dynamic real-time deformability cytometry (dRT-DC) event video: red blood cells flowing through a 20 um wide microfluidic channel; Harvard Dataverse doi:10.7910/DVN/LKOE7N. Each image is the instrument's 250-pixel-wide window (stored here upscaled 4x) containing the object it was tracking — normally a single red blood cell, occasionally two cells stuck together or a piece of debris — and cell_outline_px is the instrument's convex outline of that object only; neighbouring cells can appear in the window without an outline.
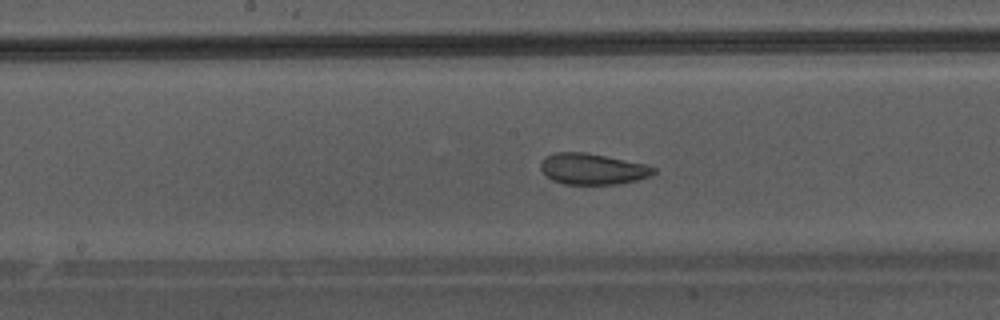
{"species": "Egyptian fruit bat (a non-hibernating species)", "species_latin": "Rousettus aegyptiacus", "temperature_condition": "warm", "stored_images_in_passage": 38, "camera_frame_rate_fps": 3000, "um_per_image_px": 0.085, "animal": {"sex": "male"}, "frame": {"image": 1, "passage_image": 17, "time_ms": 5.333, "image_size_px": [1000, 320], "cell_outline_px": [[656, 172], [648, 176], [636, 180], [620, 184], [564, 184], [552, 180], [544, 176], [540, 168], [540, 164], [544, 156], [556, 152], [584, 152], [644, 164], [656, 168]], "centroid_in_image_um": [50.3, 14.37], "position_along_channel_um": 197.9, "area_um2": 20.4}}
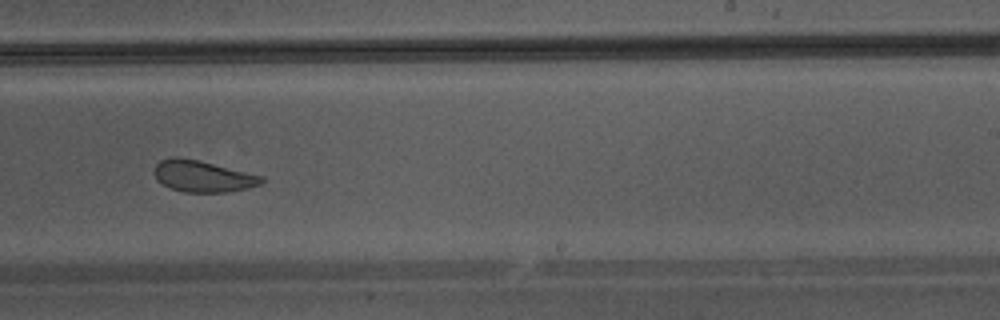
{"frame": {"image": 2, "passage_image": 22, "time_ms": 7.0, "image_size_px": [1000, 320], "cell_outline_px": [[264, 180], [260, 184], [248, 188], [228, 192], [184, 192], [172, 188], [156, 180], [152, 172], [156, 164], [160, 160], [172, 156], [176, 156], [200, 160], [264, 176]], "centroid_in_image_um": [17.21, 14.96], "position_along_channel_um": 271.8, "area_um2": 19.88}}